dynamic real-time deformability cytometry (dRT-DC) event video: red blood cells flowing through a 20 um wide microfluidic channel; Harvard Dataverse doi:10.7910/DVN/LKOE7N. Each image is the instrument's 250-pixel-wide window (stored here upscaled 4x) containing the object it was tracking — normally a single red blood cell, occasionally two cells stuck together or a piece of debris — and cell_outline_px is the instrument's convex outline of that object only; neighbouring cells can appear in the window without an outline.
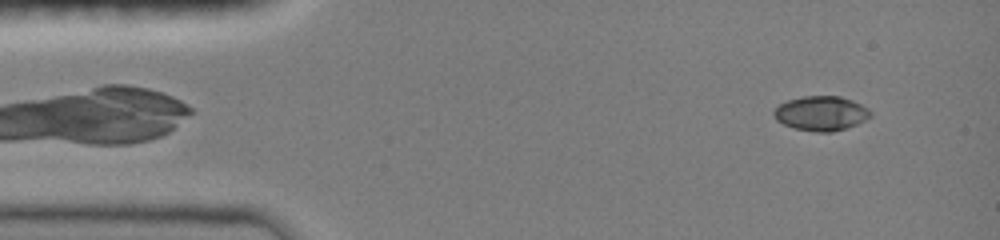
{"species": "common noctule bat (a hibernating species)", "species_latin": "Nyctalus noctula", "temperature_condition": "room temperature", "stored_images_in_passage": 46, "camera_frame_rate_fps": 3000, "um_per_image_px": 0.085, "animal": {"sex": "female", "body_mass_g": 19.0, "forearm_length_mm": 51.5}, "frame": {"image": 1, "passage_image": 3, "time_ms": 0.667, "image_size_px": [1000, 240], "cell_outline_px": [[872, 116], [856, 124], [832, 132], [816, 132], [792, 128], [776, 120], [772, 116], [772, 112], [780, 104], [788, 100], [804, 96], [840, 96], [852, 100], [868, 108], [872, 112]], "centroid_in_image_um": [69.77, 9.63], "position_along_channel_um": 15.2, "area_um2": 19.48}}
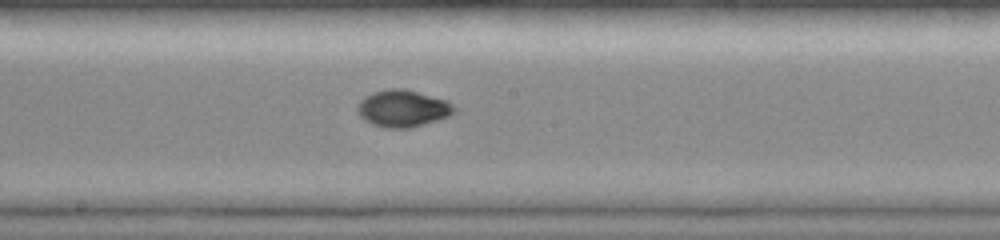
{"frame": {"image": 2, "passage_image": 24, "time_ms": 7.667, "image_size_px": [1000, 240], "cell_outline_px": [[456, 108], [448, 116], [436, 120], [408, 128], [384, 128], [372, 124], [364, 120], [360, 116], [356, 108], [360, 100], [364, 96], [372, 92], [392, 88], [404, 88], [448, 100]], "centroid_in_image_um": [34.2, 9.2], "position_along_channel_um": 214.0, "area_um2": 20.81}}
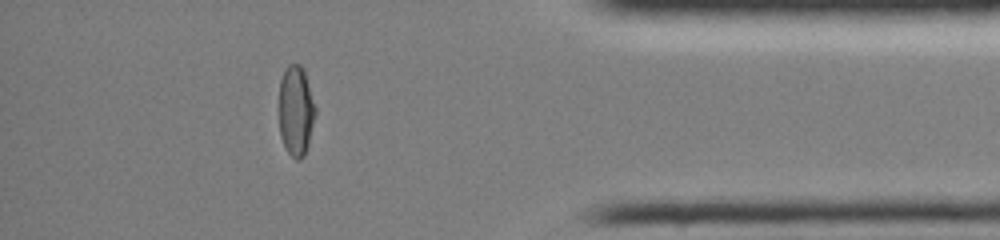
{"frame": {"image": 3, "passage_image": 40, "time_ms": 13.0, "image_size_px": [1000, 240], "cell_outline_px": [[316, 112], [308, 144], [304, 156], [300, 160], [296, 160], [284, 148], [280, 136], [280, 80], [288, 64], [300, 64], [304, 68], [316, 108]], "centroid_in_image_um": [25.16, 9.42], "position_along_channel_um": 410.0, "area_um2": 19.13}, "authors_computed_cell_mechanics": {"area_um2": 19.8543, "velocity_mm_per_s": 4.0715, "shape_relaxation_time_tau1_ms": 8.1473, "shape_relaxation_time_tau2_ms": 1.7102, "deformation_change_tau1": 0.2649, "deformation_change_tau2": 0.0315}}